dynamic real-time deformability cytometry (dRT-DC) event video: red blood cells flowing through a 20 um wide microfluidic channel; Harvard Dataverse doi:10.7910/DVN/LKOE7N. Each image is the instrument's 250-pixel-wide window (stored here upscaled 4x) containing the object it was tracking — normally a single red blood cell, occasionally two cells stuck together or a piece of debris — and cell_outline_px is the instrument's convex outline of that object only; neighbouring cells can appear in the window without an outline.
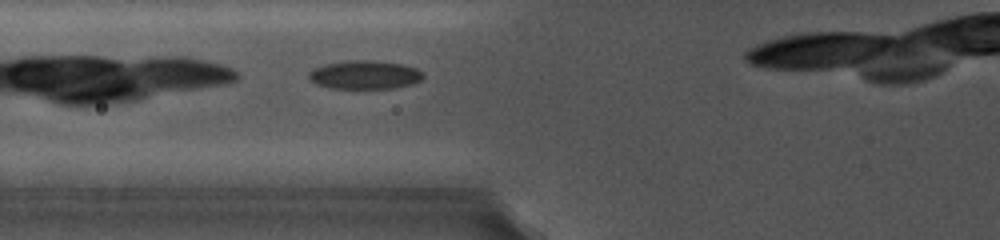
{"species": "common noctule bat (a hibernating species)", "species_latin": "Nyctalus noctula", "temperature_condition": "cold", "stored_images_in_passage": 13, "camera_frame_rate_fps": 5000, "um_per_image_px": 0.085, "animal": {"sex": "female", "body_mass_g": 19.0, "forearm_length_mm": 56.7}, "frame": {"image": 1, "passage_image": 3, "time_ms": 0.6, "image_size_px": [1000, 240], "cell_outline_px": [[424, 76], [420, 80], [412, 84], [396, 88], [328, 88], [316, 84], [308, 80], [308, 72], [312, 68], [324, 64], [348, 60], [372, 60], [404, 64], [416, 68]], "centroid_in_image_um": [30.95, 6.35], "position_along_channel_um": 94.9, "area_um2": 19.25}}